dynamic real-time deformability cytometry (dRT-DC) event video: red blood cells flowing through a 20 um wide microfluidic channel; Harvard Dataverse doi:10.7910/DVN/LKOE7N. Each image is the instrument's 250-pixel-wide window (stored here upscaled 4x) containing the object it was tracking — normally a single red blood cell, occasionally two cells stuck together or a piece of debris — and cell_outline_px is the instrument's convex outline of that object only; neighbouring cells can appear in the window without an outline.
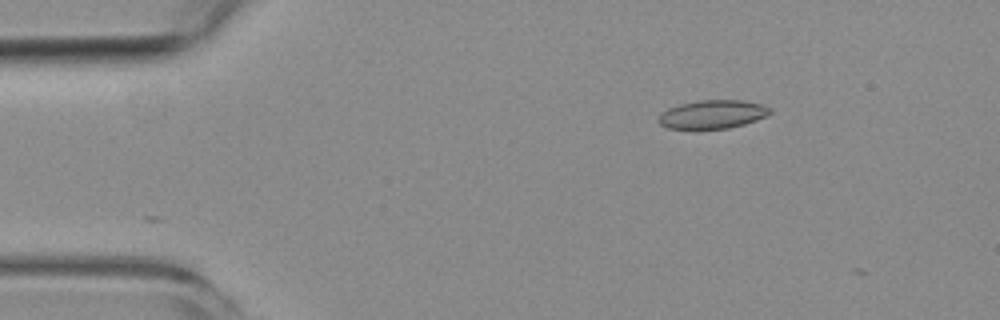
{"species": "common noctule bat (a hibernating species)", "species_latin": "Nyctalus noctula", "temperature_condition": "room temperature", "stored_images_in_passage": 5, "camera_frame_rate_fps": 3000, "um_per_image_px": 0.085, "animal": {"sex": "female", "body_mass_g": 19.3, "forearm_length_mm": 54.1}, "frame": {"image": 1, "passage_image": 3, "time_ms": 2.333, "image_size_px": [1000, 320], "cell_outline_px": [[772, 112], [768, 116], [744, 124], [728, 128], [696, 132], [692, 132], [668, 128], [660, 124], [656, 120], [668, 108], [680, 104], [700, 100], [740, 100], [764, 104], [772, 108]], "centroid_in_image_um": [60.56, 9.77], "position_along_channel_um": 24.4, "area_um2": 19.36}}